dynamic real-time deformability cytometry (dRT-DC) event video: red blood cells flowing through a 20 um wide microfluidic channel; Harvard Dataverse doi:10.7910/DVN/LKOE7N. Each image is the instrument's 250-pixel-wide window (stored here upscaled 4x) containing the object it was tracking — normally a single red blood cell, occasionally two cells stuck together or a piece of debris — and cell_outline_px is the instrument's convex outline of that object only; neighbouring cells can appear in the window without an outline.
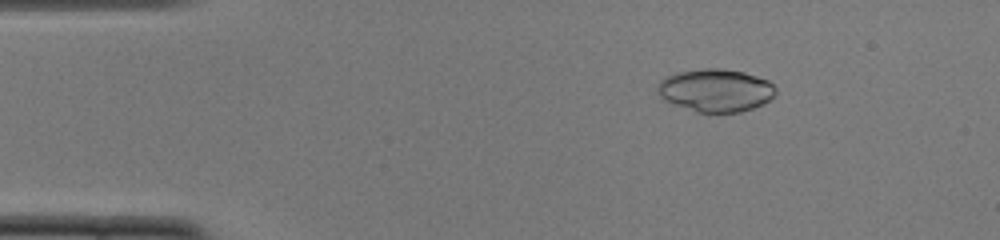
{"species": "common noctule bat (a hibernating species)", "species_latin": "Nyctalus noctula", "temperature_condition": "cold", "stored_images_in_passage": 51, "camera_frame_rate_fps": 3000, "um_per_image_px": 0.085, "animal": {"sex": "female", "body_mass_g": 22.0, "forearm_length_mm": 56.7}, "frame": {"image": 1, "passage_image": 8, "time_ms": 2.333, "image_size_px": [1000, 240], "cell_outline_px": [[776, 92], [768, 100], [752, 108], [740, 112], [696, 112], [664, 100], [656, 92], [656, 88], [660, 80], [676, 72], [704, 68], [724, 68], [744, 72], [768, 80], [776, 88]], "centroid_in_image_um": [60.8, 7.66], "position_along_channel_um": 24.2, "area_um2": 29.42}}